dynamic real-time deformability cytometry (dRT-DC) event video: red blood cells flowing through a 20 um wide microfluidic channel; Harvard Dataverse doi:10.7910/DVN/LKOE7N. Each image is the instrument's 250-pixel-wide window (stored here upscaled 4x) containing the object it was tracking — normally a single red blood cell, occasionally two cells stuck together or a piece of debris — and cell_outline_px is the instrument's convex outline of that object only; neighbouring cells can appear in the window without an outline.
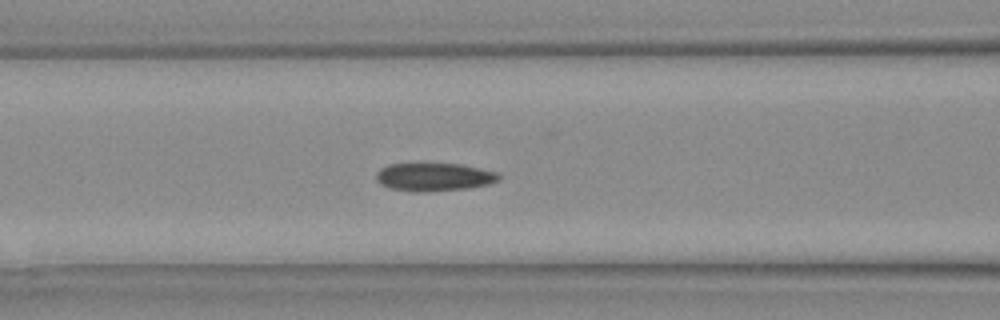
{"species": "Egyptian fruit bat (a non-hibernating species)", "species_latin": "Rousettus aegyptiacus", "temperature_condition": "warm", "stored_images_in_passage": 31, "camera_frame_rate_fps": 3000, "um_per_image_px": 0.085, "animal": {"sex": "female"}, "frame": {"image": 1, "passage_image": 13, "time_ms": 4.0, "image_size_px": [1000, 320], "cell_outline_px": [[500, 180], [488, 184], [468, 188], [424, 192], [416, 192], [392, 188], [380, 184], [376, 180], [376, 172], [380, 168], [388, 164], [460, 164], [500, 172]], "centroid_in_image_um": [36.91, 15.04], "position_along_channel_um": 129.7, "area_um2": 20.11}}